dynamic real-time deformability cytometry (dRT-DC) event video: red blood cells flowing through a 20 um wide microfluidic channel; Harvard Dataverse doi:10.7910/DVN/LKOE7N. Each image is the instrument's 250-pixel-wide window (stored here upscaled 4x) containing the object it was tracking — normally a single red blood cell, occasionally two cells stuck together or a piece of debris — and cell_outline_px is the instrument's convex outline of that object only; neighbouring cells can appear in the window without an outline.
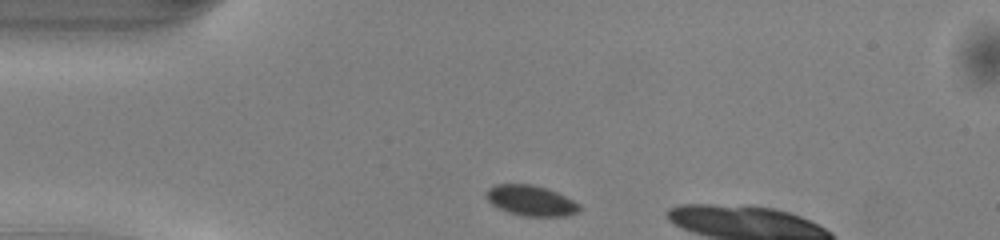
{"species": "common noctule bat (a hibernating species)", "species_latin": "Nyctalus noctula", "temperature_condition": "warm", "stored_images_in_passage": 5, "camera_frame_rate_fps": 3000, "um_per_image_px": 0.085, "animal": {"sex": "male", "body_mass_g": 13.0, "forearm_length_mm": 53.1}, "frame": {"image": 1, "passage_image": 1, "time_ms": 0.0, "image_size_px": [1000, 240], "cell_outline_px": [[580, 212], [568, 216], [524, 216], [508, 212], [492, 204], [488, 200], [484, 192], [488, 188], [496, 184], [532, 184], [548, 188], [580, 204]], "centroid_in_image_um": [45.13, 17.05], "position_along_channel_um": 39.9, "area_um2": 16.59}}